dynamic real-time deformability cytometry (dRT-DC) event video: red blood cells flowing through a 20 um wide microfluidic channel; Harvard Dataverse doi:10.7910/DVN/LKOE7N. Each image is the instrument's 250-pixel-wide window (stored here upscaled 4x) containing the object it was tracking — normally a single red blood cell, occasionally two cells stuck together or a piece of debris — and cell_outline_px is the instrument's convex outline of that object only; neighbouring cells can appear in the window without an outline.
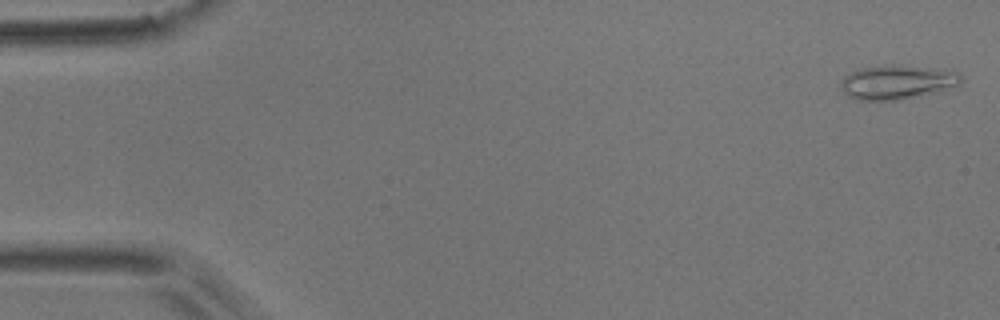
{"species": "common noctule bat (a hibernating species)", "species_latin": "Nyctalus noctula", "temperature_condition": "room temperature", "stored_images_in_passage": 6, "camera_frame_rate_fps": 3000, "um_per_image_px": 0.085, "animal": {"sex": "male", "body_mass_g": 17.9}, "frame": {"image": 1, "passage_image": 1, "time_ms": 0.0, "image_size_px": [1000, 320], "cell_outline_px": [[964, 80], [956, 88], [900, 100], [860, 100], [848, 96], [840, 88], [840, 80], [844, 76], [860, 68], [884, 64], [900, 64], [952, 68], [960, 72]], "centroid_in_image_um": [76.38, 6.94], "position_along_channel_um": 8.6, "area_um2": 25.14}}